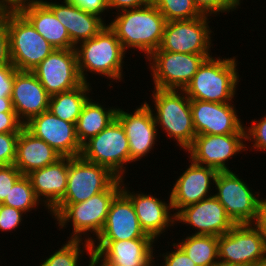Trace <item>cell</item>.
Returning a JSON list of instances; mask_svg holds the SVG:
<instances>
[{
	"mask_svg": "<svg viewBox=\"0 0 266 266\" xmlns=\"http://www.w3.org/2000/svg\"><path fill=\"white\" fill-rule=\"evenodd\" d=\"M175 223L192 226L195 230L192 235L217 237L227 233L236 225L214 195L182 208L175 215Z\"/></svg>",
	"mask_w": 266,
	"mask_h": 266,
	"instance_id": "ac0fdd59",
	"label": "cell"
},
{
	"mask_svg": "<svg viewBox=\"0 0 266 266\" xmlns=\"http://www.w3.org/2000/svg\"><path fill=\"white\" fill-rule=\"evenodd\" d=\"M238 176L232 171H219L213 184L217 193L213 195L225 208L227 215L235 224H252L256 217L257 204L261 195L259 192H254Z\"/></svg>",
	"mask_w": 266,
	"mask_h": 266,
	"instance_id": "30bf717a",
	"label": "cell"
},
{
	"mask_svg": "<svg viewBox=\"0 0 266 266\" xmlns=\"http://www.w3.org/2000/svg\"><path fill=\"white\" fill-rule=\"evenodd\" d=\"M0 112H15L11 97H0Z\"/></svg>",
	"mask_w": 266,
	"mask_h": 266,
	"instance_id": "7dc6e473",
	"label": "cell"
},
{
	"mask_svg": "<svg viewBox=\"0 0 266 266\" xmlns=\"http://www.w3.org/2000/svg\"><path fill=\"white\" fill-rule=\"evenodd\" d=\"M121 190L122 179L117 178L105 191L92 196L87 201L57 204L49 213L52 214V218H55V224H58L60 229L71 223L73 232L70 238L67 237L68 240L85 239L86 242L92 243L94 235L97 238L104 227L111 202Z\"/></svg>",
	"mask_w": 266,
	"mask_h": 266,
	"instance_id": "6da1fadb",
	"label": "cell"
},
{
	"mask_svg": "<svg viewBox=\"0 0 266 266\" xmlns=\"http://www.w3.org/2000/svg\"><path fill=\"white\" fill-rule=\"evenodd\" d=\"M116 15L108 26L125 51L137 49L147 59L159 49L167 21L153 4L120 11Z\"/></svg>",
	"mask_w": 266,
	"mask_h": 266,
	"instance_id": "7a4b0ae2",
	"label": "cell"
},
{
	"mask_svg": "<svg viewBox=\"0 0 266 266\" xmlns=\"http://www.w3.org/2000/svg\"><path fill=\"white\" fill-rule=\"evenodd\" d=\"M153 238L92 241V261H112L122 266H148L154 261Z\"/></svg>",
	"mask_w": 266,
	"mask_h": 266,
	"instance_id": "ffe728a7",
	"label": "cell"
},
{
	"mask_svg": "<svg viewBox=\"0 0 266 266\" xmlns=\"http://www.w3.org/2000/svg\"><path fill=\"white\" fill-rule=\"evenodd\" d=\"M73 2L75 5L79 6L86 12L98 15L102 18V15L105 11L108 10L107 0H69Z\"/></svg>",
	"mask_w": 266,
	"mask_h": 266,
	"instance_id": "7bdbcfd3",
	"label": "cell"
},
{
	"mask_svg": "<svg viewBox=\"0 0 266 266\" xmlns=\"http://www.w3.org/2000/svg\"><path fill=\"white\" fill-rule=\"evenodd\" d=\"M189 160L190 165L178 176L171 188L170 200L175 215L182 208L213 196V193H210L211 185L215 182L218 171Z\"/></svg>",
	"mask_w": 266,
	"mask_h": 266,
	"instance_id": "d6986e66",
	"label": "cell"
},
{
	"mask_svg": "<svg viewBox=\"0 0 266 266\" xmlns=\"http://www.w3.org/2000/svg\"><path fill=\"white\" fill-rule=\"evenodd\" d=\"M68 170L69 157H62L54 164L33 170L27 175L45 209L51 211L64 198Z\"/></svg>",
	"mask_w": 266,
	"mask_h": 266,
	"instance_id": "d4e9b609",
	"label": "cell"
},
{
	"mask_svg": "<svg viewBox=\"0 0 266 266\" xmlns=\"http://www.w3.org/2000/svg\"><path fill=\"white\" fill-rule=\"evenodd\" d=\"M173 248L174 251H167L162 254L164 261L160 264V266H196L195 262H193L190 257L174 242Z\"/></svg>",
	"mask_w": 266,
	"mask_h": 266,
	"instance_id": "f35d334b",
	"label": "cell"
},
{
	"mask_svg": "<svg viewBox=\"0 0 266 266\" xmlns=\"http://www.w3.org/2000/svg\"><path fill=\"white\" fill-rule=\"evenodd\" d=\"M16 71L13 64L0 66V97H11Z\"/></svg>",
	"mask_w": 266,
	"mask_h": 266,
	"instance_id": "ab89813d",
	"label": "cell"
},
{
	"mask_svg": "<svg viewBox=\"0 0 266 266\" xmlns=\"http://www.w3.org/2000/svg\"><path fill=\"white\" fill-rule=\"evenodd\" d=\"M44 3L64 25L75 47L79 43L93 38L106 25L104 18L86 12L69 0H63L62 4L47 0Z\"/></svg>",
	"mask_w": 266,
	"mask_h": 266,
	"instance_id": "cb8c5ba5",
	"label": "cell"
},
{
	"mask_svg": "<svg viewBox=\"0 0 266 266\" xmlns=\"http://www.w3.org/2000/svg\"><path fill=\"white\" fill-rule=\"evenodd\" d=\"M23 128L16 112H0V133H20Z\"/></svg>",
	"mask_w": 266,
	"mask_h": 266,
	"instance_id": "b9f144b4",
	"label": "cell"
},
{
	"mask_svg": "<svg viewBox=\"0 0 266 266\" xmlns=\"http://www.w3.org/2000/svg\"><path fill=\"white\" fill-rule=\"evenodd\" d=\"M32 3H44V0H0V10H18Z\"/></svg>",
	"mask_w": 266,
	"mask_h": 266,
	"instance_id": "bcb514c9",
	"label": "cell"
},
{
	"mask_svg": "<svg viewBox=\"0 0 266 266\" xmlns=\"http://www.w3.org/2000/svg\"><path fill=\"white\" fill-rule=\"evenodd\" d=\"M51 96L80 86L77 53L74 49H54L31 71Z\"/></svg>",
	"mask_w": 266,
	"mask_h": 266,
	"instance_id": "4fadbf2b",
	"label": "cell"
},
{
	"mask_svg": "<svg viewBox=\"0 0 266 266\" xmlns=\"http://www.w3.org/2000/svg\"><path fill=\"white\" fill-rule=\"evenodd\" d=\"M132 112L129 113L120 108L116 111V119L123 126L129 141L131 163L140 161L150 153L157 142V131H159L151 105L146 101Z\"/></svg>",
	"mask_w": 266,
	"mask_h": 266,
	"instance_id": "2e32d148",
	"label": "cell"
},
{
	"mask_svg": "<svg viewBox=\"0 0 266 266\" xmlns=\"http://www.w3.org/2000/svg\"><path fill=\"white\" fill-rule=\"evenodd\" d=\"M11 63L9 31L6 20L0 15V66Z\"/></svg>",
	"mask_w": 266,
	"mask_h": 266,
	"instance_id": "60d3db41",
	"label": "cell"
},
{
	"mask_svg": "<svg viewBox=\"0 0 266 266\" xmlns=\"http://www.w3.org/2000/svg\"><path fill=\"white\" fill-rule=\"evenodd\" d=\"M92 89L89 82H83L72 90L51 95L48 110L56 117L76 124Z\"/></svg>",
	"mask_w": 266,
	"mask_h": 266,
	"instance_id": "f1b7e54d",
	"label": "cell"
},
{
	"mask_svg": "<svg viewBox=\"0 0 266 266\" xmlns=\"http://www.w3.org/2000/svg\"><path fill=\"white\" fill-rule=\"evenodd\" d=\"M245 134L196 135L185 150L188 158L197 164L219 171H231L226 166L230 158L246 151Z\"/></svg>",
	"mask_w": 266,
	"mask_h": 266,
	"instance_id": "5bb4252c",
	"label": "cell"
},
{
	"mask_svg": "<svg viewBox=\"0 0 266 266\" xmlns=\"http://www.w3.org/2000/svg\"><path fill=\"white\" fill-rule=\"evenodd\" d=\"M251 122L250 127L244 126L245 141L252 142L251 149L253 148L255 151L266 152V114L261 120L254 119Z\"/></svg>",
	"mask_w": 266,
	"mask_h": 266,
	"instance_id": "e575fe53",
	"label": "cell"
},
{
	"mask_svg": "<svg viewBox=\"0 0 266 266\" xmlns=\"http://www.w3.org/2000/svg\"><path fill=\"white\" fill-rule=\"evenodd\" d=\"M21 175L14 164L0 166V204L4 202L12 186Z\"/></svg>",
	"mask_w": 266,
	"mask_h": 266,
	"instance_id": "74e56055",
	"label": "cell"
},
{
	"mask_svg": "<svg viewBox=\"0 0 266 266\" xmlns=\"http://www.w3.org/2000/svg\"><path fill=\"white\" fill-rule=\"evenodd\" d=\"M23 211L1 204L0 206V231H12L17 229L23 221Z\"/></svg>",
	"mask_w": 266,
	"mask_h": 266,
	"instance_id": "8d00e7d4",
	"label": "cell"
},
{
	"mask_svg": "<svg viewBox=\"0 0 266 266\" xmlns=\"http://www.w3.org/2000/svg\"><path fill=\"white\" fill-rule=\"evenodd\" d=\"M190 235L176 244L195 262L196 266H216L219 263L218 237Z\"/></svg>",
	"mask_w": 266,
	"mask_h": 266,
	"instance_id": "f546056e",
	"label": "cell"
},
{
	"mask_svg": "<svg viewBox=\"0 0 266 266\" xmlns=\"http://www.w3.org/2000/svg\"><path fill=\"white\" fill-rule=\"evenodd\" d=\"M216 266H235V265H226V264L218 263Z\"/></svg>",
	"mask_w": 266,
	"mask_h": 266,
	"instance_id": "681fc988",
	"label": "cell"
},
{
	"mask_svg": "<svg viewBox=\"0 0 266 266\" xmlns=\"http://www.w3.org/2000/svg\"><path fill=\"white\" fill-rule=\"evenodd\" d=\"M18 11L55 49H74L64 25L45 3L27 4Z\"/></svg>",
	"mask_w": 266,
	"mask_h": 266,
	"instance_id": "4316f807",
	"label": "cell"
},
{
	"mask_svg": "<svg viewBox=\"0 0 266 266\" xmlns=\"http://www.w3.org/2000/svg\"><path fill=\"white\" fill-rule=\"evenodd\" d=\"M219 263L235 266L266 264L263 235L253 224H236L218 237Z\"/></svg>",
	"mask_w": 266,
	"mask_h": 266,
	"instance_id": "ba28073f",
	"label": "cell"
},
{
	"mask_svg": "<svg viewBox=\"0 0 266 266\" xmlns=\"http://www.w3.org/2000/svg\"><path fill=\"white\" fill-rule=\"evenodd\" d=\"M78 71L83 82L88 83V74H98L112 81L121 82L126 51L107 25L93 38L79 43L75 47Z\"/></svg>",
	"mask_w": 266,
	"mask_h": 266,
	"instance_id": "3957f363",
	"label": "cell"
},
{
	"mask_svg": "<svg viewBox=\"0 0 266 266\" xmlns=\"http://www.w3.org/2000/svg\"><path fill=\"white\" fill-rule=\"evenodd\" d=\"M82 241L83 240H67L61 248L49 255L48 258L46 257V260H42L39 266H79L80 259H82L81 257L85 251L90 256L88 266H92L91 243L85 240L84 242Z\"/></svg>",
	"mask_w": 266,
	"mask_h": 266,
	"instance_id": "4dcf8cb0",
	"label": "cell"
},
{
	"mask_svg": "<svg viewBox=\"0 0 266 266\" xmlns=\"http://www.w3.org/2000/svg\"><path fill=\"white\" fill-rule=\"evenodd\" d=\"M152 113L157 128L176 141L177 146L186 150L193 142L196 132L190 108V99L183 90L153 88Z\"/></svg>",
	"mask_w": 266,
	"mask_h": 266,
	"instance_id": "5b68a950",
	"label": "cell"
},
{
	"mask_svg": "<svg viewBox=\"0 0 266 266\" xmlns=\"http://www.w3.org/2000/svg\"><path fill=\"white\" fill-rule=\"evenodd\" d=\"M2 204L28 213L35 208L38 209L42 202L37 198L27 175H21Z\"/></svg>",
	"mask_w": 266,
	"mask_h": 266,
	"instance_id": "1f68e13d",
	"label": "cell"
},
{
	"mask_svg": "<svg viewBox=\"0 0 266 266\" xmlns=\"http://www.w3.org/2000/svg\"><path fill=\"white\" fill-rule=\"evenodd\" d=\"M263 235L266 246V198H260L257 204V213L252 223Z\"/></svg>",
	"mask_w": 266,
	"mask_h": 266,
	"instance_id": "f6af8a7d",
	"label": "cell"
},
{
	"mask_svg": "<svg viewBox=\"0 0 266 266\" xmlns=\"http://www.w3.org/2000/svg\"><path fill=\"white\" fill-rule=\"evenodd\" d=\"M50 97L31 71L15 72L11 100L13 109L24 125L48 110Z\"/></svg>",
	"mask_w": 266,
	"mask_h": 266,
	"instance_id": "603a6c76",
	"label": "cell"
},
{
	"mask_svg": "<svg viewBox=\"0 0 266 266\" xmlns=\"http://www.w3.org/2000/svg\"><path fill=\"white\" fill-rule=\"evenodd\" d=\"M210 57L212 53L186 54L157 49L147 58L154 88L184 90L202 63Z\"/></svg>",
	"mask_w": 266,
	"mask_h": 266,
	"instance_id": "9c48e42d",
	"label": "cell"
},
{
	"mask_svg": "<svg viewBox=\"0 0 266 266\" xmlns=\"http://www.w3.org/2000/svg\"><path fill=\"white\" fill-rule=\"evenodd\" d=\"M61 154L44 140L35 137L25 127L20 131L17 140L14 166L22 175H28L36 169L54 164Z\"/></svg>",
	"mask_w": 266,
	"mask_h": 266,
	"instance_id": "484cf974",
	"label": "cell"
},
{
	"mask_svg": "<svg viewBox=\"0 0 266 266\" xmlns=\"http://www.w3.org/2000/svg\"><path fill=\"white\" fill-rule=\"evenodd\" d=\"M153 4V0H107L109 9H116L115 14L129 9L139 8Z\"/></svg>",
	"mask_w": 266,
	"mask_h": 266,
	"instance_id": "ee69618b",
	"label": "cell"
},
{
	"mask_svg": "<svg viewBox=\"0 0 266 266\" xmlns=\"http://www.w3.org/2000/svg\"><path fill=\"white\" fill-rule=\"evenodd\" d=\"M24 127L62 157L81 155L82 145L77 138L75 124L56 117L49 110L33 117Z\"/></svg>",
	"mask_w": 266,
	"mask_h": 266,
	"instance_id": "e0dca14e",
	"label": "cell"
},
{
	"mask_svg": "<svg viewBox=\"0 0 266 266\" xmlns=\"http://www.w3.org/2000/svg\"><path fill=\"white\" fill-rule=\"evenodd\" d=\"M19 133H0V166L14 164Z\"/></svg>",
	"mask_w": 266,
	"mask_h": 266,
	"instance_id": "d590c367",
	"label": "cell"
},
{
	"mask_svg": "<svg viewBox=\"0 0 266 266\" xmlns=\"http://www.w3.org/2000/svg\"><path fill=\"white\" fill-rule=\"evenodd\" d=\"M153 5L165 17L166 21L191 20L203 14L193 0H153Z\"/></svg>",
	"mask_w": 266,
	"mask_h": 266,
	"instance_id": "d6a6232c",
	"label": "cell"
},
{
	"mask_svg": "<svg viewBox=\"0 0 266 266\" xmlns=\"http://www.w3.org/2000/svg\"><path fill=\"white\" fill-rule=\"evenodd\" d=\"M92 266H122V265L113 263L112 261H92ZM148 266H157L155 264V260Z\"/></svg>",
	"mask_w": 266,
	"mask_h": 266,
	"instance_id": "c3c4849f",
	"label": "cell"
},
{
	"mask_svg": "<svg viewBox=\"0 0 266 266\" xmlns=\"http://www.w3.org/2000/svg\"><path fill=\"white\" fill-rule=\"evenodd\" d=\"M236 57L207 58L183 90L190 100L234 102L239 73Z\"/></svg>",
	"mask_w": 266,
	"mask_h": 266,
	"instance_id": "277c9868",
	"label": "cell"
},
{
	"mask_svg": "<svg viewBox=\"0 0 266 266\" xmlns=\"http://www.w3.org/2000/svg\"><path fill=\"white\" fill-rule=\"evenodd\" d=\"M9 31L11 63L19 71H32L55 48L18 10H0Z\"/></svg>",
	"mask_w": 266,
	"mask_h": 266,
	"instance_id": "8992f818",
	"label": "cell"
},
{
	"mask_svg": "<svg viewBox=\"0 0 266 266\" xmlns=\"http://www.w3.org/2000/svg\"><path fill=\"white\" fill-rule=\"evenodd\" d=\"M232 103L190 100L196 135L245 134L244 125Z\"/></svg>",
	"mask_w": 266,
	"mask_h": 266,
	"instance_id": "9a60e30c",
	"label": "cell"
},
{
	"mask_svg": "<svg viewBox=\"0 0 266 266\" xmlns=\"http://www.w3.org/2000/svg\"><path fill=\"white\" fill-rule=\"evenodd\" d=\"M81 156L105 166L115 176L124 179L127 172L125 166L130 163L129 141L120 122L115 118L99 134L86 141L82 145Z\"/></svg>",
	"mask_w": 266,
	"mask_h": 266,
	"instance_id": "52a82bcc",
	"label": "cell"
},
{
	"mask_svg": "<svg viewBox=\"0 0 266 266\" xmlns=\"http://www.w3.org/2000/svg\"><path fill=\"white\" fill-rule=\"evenodd\" d=\"M197 9L207 16L220 15V13H228L240 8V4L236 0H193Z\"/></svg>",
	"mask_w": 266,
	"mask_h": 266,
	"instance_id": "836d02e7",
	"label": "cell"
},
{
	"mask_svg": "<svg viewBox=\"0 0 266 266\" xmlns=\"http://www.w3.org/2000/svg\"><path fill=\"white\" fill-rule=\"evenodd\" d=\"M122 179V191L130 198L135 208L139 224L142 230L155 241L171 226L176 225L175 214L170 200L167 202L144 192H131L130 187L124 184ZM135 192V193H134ZM160 199V200H159Z\"/></svg>",
	"mask_w": 266,
	"mask_h": 266,
	"instance_id": "44dd1931",
	"label": "cell"
},
{
	"mask_svg": "<svg viewBox=\"0 0 266 266\" xmlns=\"http://www.w3.org/2000/svg\"><path fill=\"white\" fill-rule=\"evenodd\" d=\"M151 238L142 230L130 198L121 190L111 202L99 236L93 241H121Z\"/></svg>",
	"mask_w": 266,
	"mask_h": 266,
	"instance_id": "7402d4cb",
	"label": "cell"
},
{
	"mask_svg": "<svg viewBox=\"0 0 266 266\" xmlns=\"http://www.w3.org/2000/svg\"><path fill=\"white\" fill-rule=\"evenodd\" d=\"M209 19L210 16L203 15L191 20L166 22L159 48L173 53L210 54L211 33L214 32L208 25Z\"/></svg>",
	"mask_w": 266,
	"mask_h": 266,
	"instance_id": "7c38bea8",
	"label": "cell"
},
{
	"mask_svg": "<svg viewBox=\"0 0 266 266\" xmlns=\"http://www.w3.org/2000/svg\"><path fill=\"white\" fill-rule=\"evenodd\" d=\"M91 98L83 105L75 124L76 135L81 145L99 134L116 118V107L105 108L104 105L96 103Z\"/></svg>",
	"mask_w": 266,
	"mask_h": 266,
	"instance_id": "83f0119b",
	"label": "cell"
},
{
	"mask_svg": "<svg viewBox=\"0 0 266 266\" xmlns=\"http://www.w3.org/2000/svg\"><path fill=\"white\" fill-rule=\"evenodd\" d=\"M118 177L105 166L85 160L81 155L69 157L67 188L58 204L87 201L105 191Z\"/></svg>",
	"mask_w": 266,
	"mask_h": 266,
	"instance_id": "8fae6325",
	"label": "cell"
}]
</instances>
